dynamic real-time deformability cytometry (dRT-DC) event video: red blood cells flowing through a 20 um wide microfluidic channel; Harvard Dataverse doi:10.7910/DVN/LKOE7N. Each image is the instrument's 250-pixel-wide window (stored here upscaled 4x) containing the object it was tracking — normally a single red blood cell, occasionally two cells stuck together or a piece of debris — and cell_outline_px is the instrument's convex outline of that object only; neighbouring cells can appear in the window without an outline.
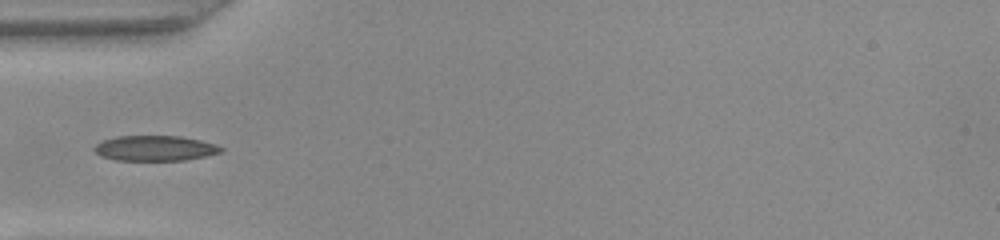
{"species": "common noctule bat (a hibernating species)", "species_latin": "Nyctalus noctula", "temperature_condition": "warm", "stored_images_in_passage": 35, "camera_frame_rate_fps": 3000, "um_per_image_px": 0.085, "animal": {"sex": "female", "body_mass_g": 22.0, "forearm_length_mm": 56.7}, "frame": {"image": 1, "passage_image": 1, "time_ms": 0.0, "image_size_px": [1000, 240], "cell_outline_px": [[224, 148], [220, 152], [204, 156], [184, 160], [116, 160], [100, 156], [92, 148], [96, 144], [104, 140], [116, 136], [180, 136], [200, 140], [216, 144]], "centroid_in_image_um": [13.15, 12.59], "position_along_channel_um": 71.8, "area_um2": 18.55}}
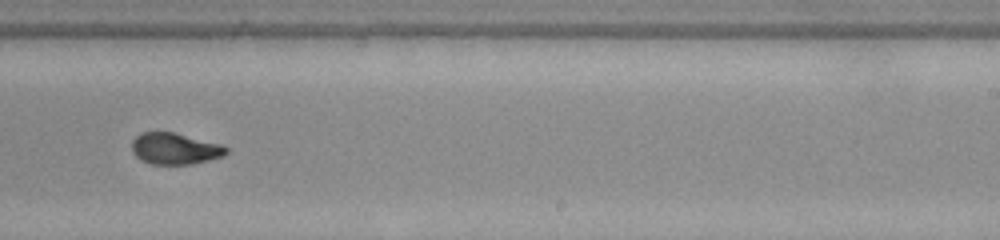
{"frame": {"image": 2, "passage_image": 16, "time_ms": 5.0, "image_size_px": [1000, 240], "cell_outline_px": [[228, 152], [224, 156], [192, 164], [152, 164], [140, 160], [132, 152], [132, 140], [140, 132], [176, 132], [220, 144], [228, 148]], "centroid_in_image_um": [14.86, 12.63], "position_along_channel_um": 274.1, "area_um2": 17.4}}
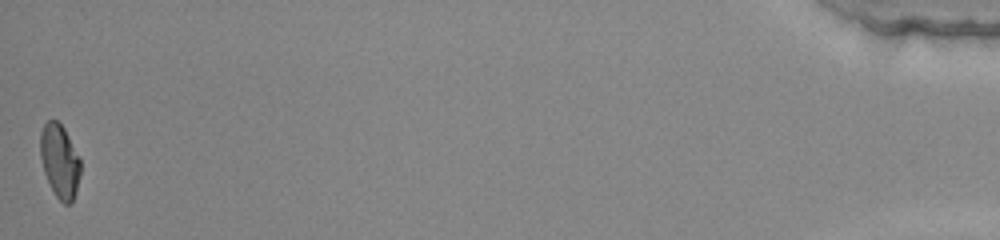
{"frame": {"image": 3, "passage_image": 35, "time_ms": 11.333, "image_size_px": [1000, 240], "cell_outline_px": [[80, 172], [76, 192], [72, 204], [64, 204], [56, 196], [44, 172], [40, 156], [40, 132], [44, 124], [48, 120], [56, 120], [64, 128], [80, 160]], "centroid_in_image_um": [5.07, 13.7], "position_along_channel_um": 430.1, "area_um2": 17.05}}